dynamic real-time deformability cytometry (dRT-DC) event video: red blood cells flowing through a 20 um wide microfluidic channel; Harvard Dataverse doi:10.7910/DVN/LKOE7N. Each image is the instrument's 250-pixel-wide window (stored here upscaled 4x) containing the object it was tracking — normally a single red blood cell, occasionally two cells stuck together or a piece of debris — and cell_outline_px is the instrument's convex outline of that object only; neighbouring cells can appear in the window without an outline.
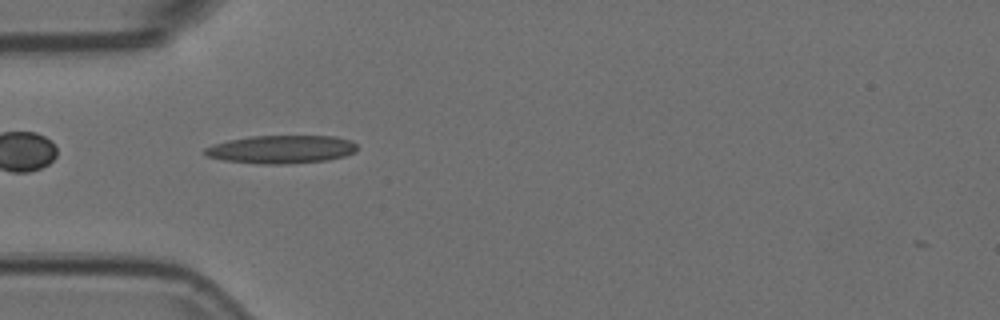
{"species": "Egyptian fruit bat (a non-hibernating species)", "species_latin": "Rousettus aegyptiacus", "temperature_condition": "room temperature", "stored_images_in_passage": 2, "camera_frame_rate_fps": 3000, "um_per_image_px": 0.085, "animal": {"sex": "female"}, "frame": {"image": 1, "passage_image": 1, "time_ms": 0.0, "image_size_px": [1000, 320], "cell_outline_px": [[356, 152], [344, 156], [328, 160], [284, 164], [260, 164], [224, 160], [204, 156], [204, 148], [228, 140], [252, 136], [336, 136], [352, 140], [356, 144]], "centroid_in_image_um": [23.93, 12.69], "position_along_channel_um": 61.1, "area_um2": 25.03}}